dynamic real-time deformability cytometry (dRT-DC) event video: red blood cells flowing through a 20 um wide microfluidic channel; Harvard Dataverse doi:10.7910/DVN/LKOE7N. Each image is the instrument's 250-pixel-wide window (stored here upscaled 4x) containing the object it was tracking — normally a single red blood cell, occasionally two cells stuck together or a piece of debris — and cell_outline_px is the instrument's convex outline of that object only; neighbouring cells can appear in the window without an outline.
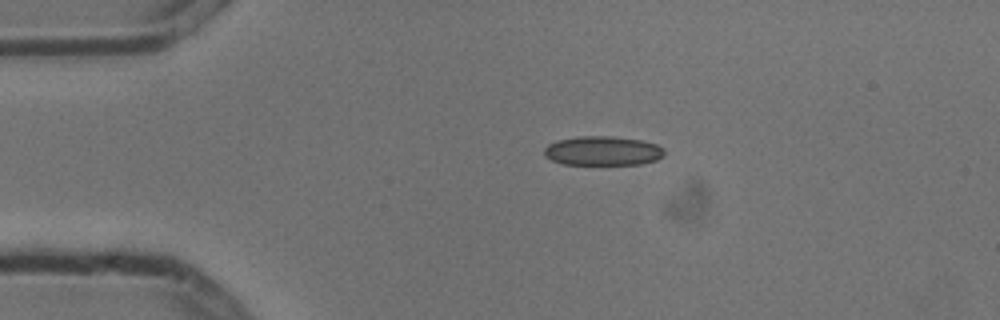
{"species": "common noctule bat (a hibernating species)", "species_latin": "Nyctalus noctula", "temperature_condition": "cold", "stored_images_in_passage": 2, "camera_frame_rate_fps": 3000, "um_per_image_px": 0.085, "animal": {"sex": "male", "body_mass_g": 13.3}, "frame": {"image": 1, "passage_image": 1, "time_ms": 0.0, "image_size_px": [1000, 320], "cell_outline_px": [[664, 156], [656, 160], [640, 164], [564, 164], [552, 160], [544, 156], [544, 148], [548, 144], [556, 140], [580, 136], [612, 136], [640, 140], [656, 144], [664, 148]], "centroid_in_image_um": [51.22, 12.82], "position_along_channel_um": 33.8, "area_um2": 20.52}}